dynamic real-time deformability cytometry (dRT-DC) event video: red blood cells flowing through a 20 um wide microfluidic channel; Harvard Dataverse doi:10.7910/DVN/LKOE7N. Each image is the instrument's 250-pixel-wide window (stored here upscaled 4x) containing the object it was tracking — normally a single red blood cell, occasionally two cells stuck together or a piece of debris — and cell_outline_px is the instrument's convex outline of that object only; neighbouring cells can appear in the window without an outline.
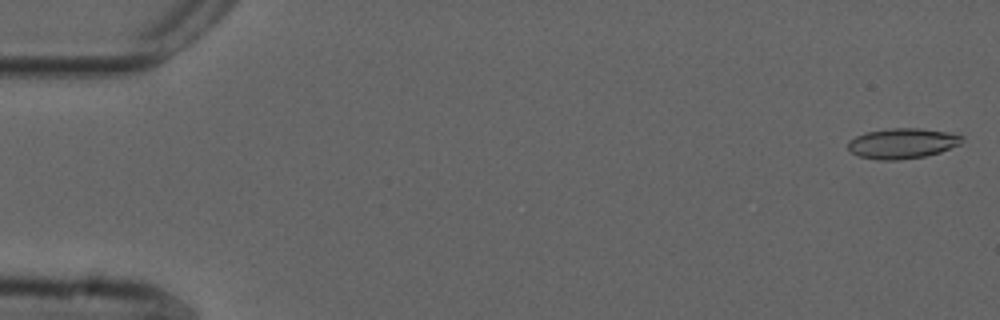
{"species": "common noctule bat (a hibernating species)", "species_latin": "Nyctalus noctula", "temperature_condition": "cold", "stored_images_in_passage": 11, "camera_frame_rate_fps": 3000, "um_per_image_px": 0.085, "animal": {"sex": "male", "forearm_length_mm": 52.5}, "frame": {"image": 1, "passage_image": 1, "time_ms": 0.0, "image_size_px": [1000, 320], "cell_outline_px": [[964, 140], [960, 144], [940, 152], [924, 156], [896, 160], [876, 160], [860, 156], [852, 152], [848, 148], [848, 144], [856, 136], [864, 132], [888, 128], [920, 128], [960, 132], [964, 136]], "centroid_in_image_um": [76.79, 12.16], "position_along_channel_um": 8.2, "area_um2": 20.46}}